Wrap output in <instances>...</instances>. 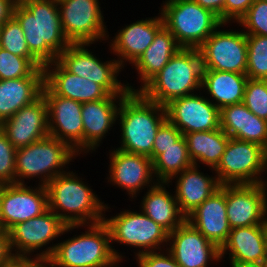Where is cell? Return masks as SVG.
Segmentation results:
<instances>
[{
  "label": "cell",
  "mask_w": 267,
  "mask_h": 267,
  "mask_svg": "<svg viewBox=\"0 0 267 267\" xmlns=\"http://www.w3.org/2000/svg\"><path fill=\"white\" fill-rule=\"evenodd\" d=\"M9 267H24V260H16L12 265Z\"/></svg>",
  "instance_id": "50"
},
{
  "label": "cell",
  "mask_w": 267,
  "mask_h": 267,
  "mask_svg": "<svg viewBox=\"0 0 267 267\" xmlns=\"http://www.w3.org/2000/svg\"><path fill=\"white\" fill-rule=\"evenodd\" d=\"M44 77V66L36 58H25L0 47V80Z\"/></svg>",
  "instance_id": "34"
},
{
  "label": "cell",
  "mask_w": 267,
  "mask_h": 267,
  "mask_svg": "<svg viewBox=\"0 0 267 267\" xmlns=\"http://www.w3.org/2000/svg\"><path fill=\"white\" fill-rule=\"evenodd\" d=\"M13 17L21 25L30 53L43 66L56 61L71 44L64 35L55 0H19Z\"/></svg>",
  "instance_id": "1"
},
{
  "label": "cell",
  "mask_w": 267,
  "mask_h": 267,
  "mask_svg": "<svg viewBox=\"0 0 267 267\" xmlns=\"http://www.w3.org/2000/svg\"><path fill=\"white\" fill-rule=\"evenodd\" d=\"M80 158L67 143L47 135L16 150L15 183L31 184L33 180L34 185L46 186L57 175L72 168L71 165H75L72 162Z\"/></svg>",
  "instance_id": "7"
},
{
  "label": "cell",
  "mask_w": 267,
  "mask_h": 267,
  "mask_svg": "<svg viewBox=\"0 0 267 267\" xmlns=\"http://www.w3.org/2000/svg\"><path fill=\"white\" fill-rule=\"evenodd\" d=\"M172 191L173 187L170 183L157 182L145 190L143 196L142 194L138 195L133 200L138 203L136 207L139 206L138 208L144 214L162 226L168 233L174 231L186 220L179 210L174 191ZM136 200L140 201L136 202Z\"/></svg>",
  "instance_id": "27"
},
{
  "label": "cell",
  "mask_w": 267,
  "mask_h": 267,
  "mask_svg": "<svg viewBox=\"0 0 267 267\" xmlns=\"http://www.w3.org/2000/svg\"><path fill=\"white\" fill-rule=\"evenodd\" d=\"M181 47L176 42L171 32L163 26L155 35L151 45L144 51L138 60L129 67L137 76L134 84L126 81L130 92H138L151 78H153L169 62L172 56ZM134 68V69H133ZM138 86H136V83ZM131 82V83H130ZM139 83V84H138Z\"/></svg>",
  "instance_id": "26"
},
{
  "label": "cell",
  "mask_w": 267,
  "mask_h": 267,
  "mask_svg": "<svg viewBox=\"0 0 267 267\" xmlns=\"http://www.w3.org/2000/svg\"><path fill=\"white\" fill-rule=\"evenodd\" d=\"M19 0H0V26L13 17L16 3Z\"/></svg>",
  "instance_id": "45"
},
{
  "label": "cell",
  "mask_w": 267,
  "mask_h": 267,
  "mask_svg": "<svg viewBox=\"0 0 267 267\" xmlns=\"http://www.w3.org/2000/svg\"><path fill=\"white\" fill-rule=\"evenodd\" d=\"M220 128L231 138L254 142L267 150V120L256 116L243 102L220 109Z\"/></svg>",
  "instance_id": "29"
},
{
  "label": "cell",
  "mask_w": 267,
  "mask_h": 267,
  "mask_svg": "<svg viewBox=\"0 0 267 267\" xmlns=\"http://www.w3.org/2000/svg\"><path fill=\"white\" fill-rule=\"evenodd\" d=\"M17 259L14 257L7 230L0 232V267H9Z\"/></svg>",
  "instance_id": "43"
},
{
  "label": "cell",
  "mask_w": 267,
  "mask_h": 267,
  "mask_svg": "<svg viewBox=\"0 0 267 267\" xmlns=\"http://www.w3.org/2000/svg\"><path fill=\"white\" fill-rule=\"evenodd\" d=\"M266 175H267V159L265 161L263 174H262L261 180L259 182V185H260V187L262 189V192H263V195H264V198H265V202L267 204V176Z\"/></svg>",
  "instance_id": "47"
},
{
  "label": "cell",
  "mask_w": 267,
  "mask_h": 267,
  "mask_svg": "<svg viewBox=\"0 0 267 267\" xmlns=\"http://www.w3.org/2000/svg\"><path fill=\"white\" fill-rule=\"evenodd\" d=\"M198 50L203 70L246 74L248 58L246 33L237 24L222 23Z\"/></svg>",
  "instance_id": "11"
},
{
  "label": "cell",
  "mask_w": 267,
  "mask_h": 267,
  "mask_svg": "<svg viewBox=\"0 0 267 267\" xmlns=\"http://www.w3.org/2000/svg\"><path fill=\"white\" fill-rule=\"evenodd\" d=\"M16 150L0 128V185L15 183Z\"/></svg>",
  "instance_id": "39"
},
{
  "label": "cell",
  "mask_w": 267,
  "mask_h": 267,
  "mask_svg": "<svg viewBox=\"0 0 267 267\" xmlns=\"http://www.w3.org/2000/svg\"><path fill=\"white\" fill-rule=\"evenodd\" d=\"M247 81L246 74L203 70L201 91L212 104L222 109L243 101Z\"/></svg>",
  "instance_id": "30"
},
{
  "label": "cell",
  "mask_w": 267,
  "mask_h": 267,
  "mask_svg": "<svg viewBox=\"0 0 267 267\" xmlns=\"http://www.w3.org/2000/svg\"><path fill=\"white\" fill-rule=\"evenodd\" d=\"M264 232H265V237H266V245H267V216L264 221Z\"/></svg>",
  "instance_id": "51"
},
{
  "label": "cell",
  "mask_w": 267,
  "mask_h": 267,
  "mask_svg": "<svg viewBox=\"0 0 267 267\" xmlns=\"http://www.w3.org/2000/svg\"><path fill=\"white\" fill-rule=\"evenodd\" d=\"M167 120L165 106L144 98L139 92H129L117 112V148L147 156L152 160V148L159 127Z\"/></svg>",
  "instance_id": "3"
},
{
  "label": "cell",
  "mask_w": 267,
  "mask_h": 267,
  "mask_svg": "<svg viewBox=\"0 0 267 267\" xmlns=\"http://www.w3.org/2000/svg\"><path fill=\"white\" fill-rule=\"evenodd\" d=\"M203 8L210 10L224 23V3L225 0H194Z\"/></svg>",
  "instance_id": "44"
},
{
  "label": "cell",
  "mask_w": 267,
  "mask_h": 267,
  "mask_svg": "<svg viewBox=\"0 0 267 267\" xmlns=\"http://www.w3.org/2000/svg\"><path fill=\"white\" fill-rule=\"evenodd\" d=\"M49 209L46 186L34 184L0 185V222L4 230L40 216Z\"/></svg>",
  "instance_id": "15"
},
{
  "label": "cell",
  "mask_w": 267,
  "mask_h": 267,
  "mask_svg": "<svg viewBox=\"0 0 267 267\" xmlns=\"http://www.w3.org/2000/svg\"><path fill=\"white\" fill-rule=\"evenodd\" d=\"M157 15V16H156ZM152 17L132 20L120 26L113 37L108 33V55H115L119 65L125 70L132 66L151 45L156 33L164 26L160 12ZM112 38V39H111ZM126 67V68H125Z\"/></svg>",
  "instance_id": "16"
},
{
  "label": "cell",
  "mask_w": 267,
  "mask_h": 267,
  "mask_svg": "<svg viewBox=\"0 0 267 267\" xmlns=\"http://www.w3.org/2000/svg\"><path fill=\"white\" fill-rule=\"evenodd\" d=\"M0 47L17 56L35 58L28 49L21 25L14 17L0 26Z\"/></svg>",
  "instance_id": "36"
},
{
  "label": "cell",
  "mask_w": 267,
  "mask_h": 267,
  "mask_svg": "<svg viewBox=\"0 0 267 267\" xmlns=\"http://www.w3.org/2000/svg\"><path fill=\"white\" fill-rule=\"evenodd\" d=\"M44 77L0 80V124L42 95Z\"/></svg>",
  "instance_id": "31"
},
{
  "label": "cell",
  "mask_w": 267,
  "mask_h": 267,
  "mask_svg": "<svg viewBox=\"0 0 267 267\" xmlns=\"http://www.w3.org/2000/svg\"><path fill=\"white\" fill-rule=\"evenodd\" d=\"M247 70L249 79L267 80V37L246 34Z\"/></svg>",
  "instance_id": "35"
},
{
  "label": "cell",
  "mask_w": 267,
  "mask_h": 267,
  "mask_svg": "<svg viewBox=\"0 0 267 267\" xmlns=\"http://www.w3.org/2000/svg\"><path fill=\"white\" fill-rule=\"evenodd\" d=\"M166 249L181 267H214L221 264L220 249L187 220L168 233Z\"/></svg>",
  "instance_id": "18"
},
{
  "label": "cell",
  "mask_w": 267,
  "mask_h": 267,
  "mask_svg": "<svg viewBox=\"0 0 267 267\" xmlns=\"http://www.w3.org/2000/svg\"><path fill=\"white\" fill-rule=\"evenodd\" d=\"M129 260V256H114L110 261L101 267H123L122 265L125 263V261L126 263H129Z\"/></svg>",
  "instance_id": "46"
},
{
  "label": "cell",
  "mask_w": 267,
  "mask_h": 267,
  "mask_svg": "<svg viewBox=\"0 0 267 267\" xmlns=\"http://www.w3.org/2000/svg\"><path fill=\"white\" fill-rule=\"evenodd\" d=\"M12 145L18 149L49 135L47 101L43 95L23 106L0 124Z\"/></svg>",
  "instance_id": "22"
},
{
  "label": "cell",
  "mask_w": 267,
  "mask_h": 267,
  "mask_svg": "<svg viewBox=\"0 0 267 267\" xmlns=\"http://www.w3.org/2000/svg\"><path fill=\"white\" fill-rule=\"evenodd\" d=\"M137 267H181L167 249L145 252L133 257Z\"/></svg>",
  "instance_id": "41"
},
{
  "label": "cell",
  "mask_w": 267,
  "mask_h": 267,
  "mask_svg": "<svg viewBox=\"0 0 267 267\" xmlns=\"http://www.w3.org/2000/svg\"><path fill=\"white\" fill-rule=\"evenodd\" d=\"M73 170L70 168L57 175L46 185L49 209L67 225L104 221L105 200H102L100 192L97 194L91 183L86 182L87 176L84 177L79 170Z\"/></svg>",
  "instance_id": "2"
},
{
  "label": "cell",
  "mask_w": 267,
  "mask_h": 267,
  "mask_svg": "<svg viewBox=\"0 0 267 267\" xmlns=\"http://www.w3.org/2000/svg\"><path fill=\"white\" fill-rule=\"evenodd\" d=\"M205 169L207 170L208 167L192 165L180 174L175 175L168 182L172 186L175 184L173 186L175 198L178 202L180 212L185 217L221 186L214 170L209 168L206 171ZM207 172L212 174L209 175Z\"/></svg>",
  "instance_id": "23"
},
{
  "label": "cell",
  "mask_w": 267,
  "mask_h": 267,
  "mask_svg": "<svg viewBox=\"0 0 267 267\" xmlns=\"http://www.w3.org/2000/svg\"><path fill=\"white\" fill-rule=\"evenodd\" d=\"M186 220L220 249L231 231L226 214V184L204 200Z\"/></svg>",
  "instance_id": "24"
},
{
  "label": "cell",
  "mask_w": 267,
  "mask_h": 267,
  "mask_svg": "<svg viewBox=\"0 0 267 267\" xmlns=\"http://www.w3.org/2000/svg\"><path fill=\"white\" fill-rule=\"evenodd\" d=\"M160 5L164 26L181 48L198 49L223 23L194 0H163Z\"/></svg>",
  "instance_id": "8"
},
{
  "label": "cell",
  "mask_w": 267,
  "mask_h": 267,
  "mask_svg": "<svg viewBox=\"0 0 267 267\" xmlns=\"http://www.w3.org/2000/svg\"><path fill=\"white\" fill-rule=\"evenodd\" d=\"M62 236L47 260L53 267H101L115 256L110 230L104 221L67 225Z\"/></svg>",
  "instance_id": "5"
},
{
  "label": "cell",
  "mask_w": 267,
  "mask_h": 267,
  "mask_svg": "<svg viewBox=\"0 0 267 267\" xmlns=\"http://www.w3.org/2000/svg\"><path fill=\"white\" fill-rule=\"evenodd\" d=\"M24 267H53L47 260H24Z\"/></svg>",
  "instance_id": "48"
},
{
  "label": "cell",
  "mask_w": 267,
  "mask_h": 267,
  "mask_svg": "<svg viewBox=\"0 0 267 267\" xmlns=\"http://www.w3.org/2000/svg\"><path fill=\"white\" fill-rule=\"evenodd\" d=\"M242 102L256 116L267 120V80L248 78Z\"/></svg>",
  "instance_id": "38"
},
{
  "label": "cell",
  "mask_w": 267,
  "mask_h": 267,
  "mask_svg": "<svg viewBox=\"0 0 267 267\" xmlns=\"http://www.w3.org/2000/svg\"><path fill=\"white\" fill-rule=\"evenodd\" d=\"M226 214L231 229L264 225L267 204L259 184H226Z\"/></svg>",
  "instance_id": "21"
},
{
  "label": "cell",
  "mask_w": 267,
  "mask_h": 267,
  "mask_svg": "<svg viewBox=\"0 0 267 267\" xmlns=\"http://www.w3.org/2000/svg\"><path fill=\"white\" fill-rule=\"evenodd\" d=\"M126 95H110L108 98L82 103L83 157L95 154L110 133L117 132V112ZM112 131V132H111ZM96 152V153H94Z\"/></svg>",
  "instance_id": "20"
},
{
  "label": "cell",
  "mask_w": 267,
  "mask_h": 267,
  "mask_svg": "<svg viewBox=\"0 0 267 267\" xmlns=\"http://www.w3.org/2000/svg\"><path fill=\"white\" fill-rule=\"evenodd\" d=\"M103 0H60L61 24L71 44H106L109 33L105 22ZM105 16V17H104ZM98 42V43H97Z\"/></svg>",
  "instance_id": "12"
},
{
  "label": "cell",
  "mask_w": 267,
  "mask_h": 267,
  "mask_svg": "<svg viewBox=\"0 0 267 267\" xmlns=\"http://www.w3.org/2000/svg\"><path fill=\"white\" fill-rule=\"evenodd\" d=\"M4 231L2 225H1V222H0V232Z\"/></svg>",
  "instance_id": "52"
},
{
  "label": "cell",
  "mask_w": 267,
  "mask_h": 267,
  "mask_svg": "<svg viewBox=\"0 0 267 267\" xmlns=\"http://www.w3.org/2000/svg\"><path fill=\"white\" fill-rule=\"evenodd\" d=\"M165 108L167 119L183 135L220 128V109L202 91L174 99Z\"/></svg>",
  "instance_id": "19"
},
{
  "label": "cell",
  "mask_w": 267,
  "mask_h": 267,
  "mask_svg": "<svg viewBox=\"0 0 267 267\" xmlns=\"http://www.w3.org/2000/svg\"><path fill=\"white\" fill-rule=\"evenodd\" d=\"M236 24L246 34L267 37V2L254 0L247 12Z\"/></svg>",
  "instance_id": "37"
},
{
  "label": "cell",
  "mask_w": 267,
  "mask_h": 267,
  "mask_svg": "<svg viewBox=\"0 0 267 267\" xmlns=\"http://www.w3.org/2000/svg\"><path fill=\"white\" fill-rule=\"evenodd\" d=\"M193 165L214 169L226 150L229 136L221 129L184 135Z\"/></svg>",
  "instance_id": "32"
},
{
  "label": "cell",
  "mask_w": 267,
  "mask_h": 267,
  "mask_svg": "<svg viewBox=\"0 0 267 267\" xmlns=\"http://www.w3.org/2000/svg\"><path fill=\"white\" fill-rule=\"evenodd\" d=\"M128 206L129 208L127 207V209L126 207L118 208L120 209L118 213V211H114L115 205H109L108 202L105 204L104 222L110 230L111 246L114 255L126 256L125 253H128V249H132L131 253L133 254L130 253V255L135 257L145 252L166 249L168 245V232L139 208L137 211V208H135L136 210L134 209V205L133 209L131 204ZM118 246L126 247L127 252L120 251Z\"/></svg>",
  "instance_id": "4"
},
{
  "label": "cell",
  "mask_w": 267,
  "mask_h": 267,
  "mask_svg": "<svg viewBox=\"0 0 267 267\" xmlns=\"http://www.w3.org/2000/svg\"><path fill=\"white\" fill-rule=\"evenodd\" d=\"M66 226L50 209L40 216L14 225L8 231L14 257L17 260H48Z\"/></svg>",
  "instance_id": "10"
},
{
  "label": "cell",
  "mask_w": 267,
  "mask_h": 267,
  "mask_svg": "<svg viewBox=\"0 0 267 267\" xmlns=\"http://www.w3.org/2000/svg\"><path fill=\"white\" fill-rule=\"evenodd\" d=\"M42 95L47 101L49 135L67 143L82 158V103L55 95L45 84Z\"/></svg>",
  "instance_id": "17"
},
{
  "label": "cell",
  "mask_w": 267,
  "mask_h": 267,
  "mask_svg": "<svg viewBox=\"0 0 267 267\" xmlns=\"http://www.w3.org/2000/svg\"><path fill=\"white\" fill-rule=\"evenodd\" d=\"M153 172L158 182H169L175 175L193 165L184 135L169 148L163 149L153 161Z\"/></svg>",
  "instance_id": "33"
},
{
  "label": "cell",
  "mask_w": 267,
  "mask_h": 267,
  "mask_svg": "<svg viewBox=\"0 0 267 267\" xmlns=\"http://www.w3.org/2000/svg\"><path fill=\"white\" fill-rule=\"evenodd\" d=\"M110 146V149L108 146L106 148V159L109 164L107 163V173L104 175L105 183L107 187L110 185L114 186V189L124 191L127 200L132 202L158 182L154 176L152 160L147 156L127 153Z\"/></svg>",
  "instance_id": "14"
},
{
  "label": "cell",
  "mask_w": 267,
  "mask_h": 267,
  "mask_svg": "<svg viewBox=\"0 0 267 267\" xmlns=\"http://www.w3.org/2000/svg\"><path fill=\"white\" fill-rule=\"evenodd\" d=\"M44 84L55 95L80 103L102 100L110 96L101 85L68 72L57 60L44 66Z\"/></svg>",
  "instance_id": "25"
},
{
  "label": "cell",
  "mask_w": 267,
  "mask_h": 267,
  "mask_svg": "<svg viewBox=\"0 0 267 267\" xmlns=\"http://www.w3.org/2000/svg\"><path fill=\"white\" fill-rule=\"evenodd\" d=\"M220 259L222 264L225 261L226 264L266 261L267 245L264 225L231 229L226 242L220 248Z\"/></svg>",
  "instance_id": "28"
},
{
  "label": "cell",
  "mask_w": 267,
  "mask_h": 267,
  "mask_svg": "<svg viewBox=\"0 0 267 267\" xmlns=\"http://www.w3.org/2000/svg\"><path fill=\"white\" fill-rule=\"evenodd\" d=\"M96 45L70 44L58 55L57 61L68 72L101 85L110 95H127L130 92L126 84L127 79L121 80V75L126 73V70L119 65L114 55L112 58L107 56L108 60L104 59L101 52L95 50Z\"/></svg>",
  "instance_id": "9"
},
{
  "label": "cell",
  "mask_w": 267,
  "mask_h": 267,
  "mask_svg": "<svg viewBox=\"0 0 267 267\" xmlns=\"http://www.w3.org/2000/svg\"><path fill=\"white\" fill-rule=\"evenodd\" d=\"M183 133L179 131L168 119L159 127L152 148V161L163 152V149L169 148L177 142Z\"/></svg>",
  "instance_id": "40"
},
{
  "label": "cell",
  "mask_w": 267,
  "mask_h": 267,
  "mask_svg": "<svg viewBox=\"0 0 267 267\" xmlns=\"http://www.w3.org/2000/svg\"><path fill=\"white\" fill-rule=\"evenodd\" d=\"M254 0H225L224 23H237Z\"/></svg>",
  "instance_id": "42"
},
{
  "label": "cell",
  "mask_w": 267,
  "mask_h": 267,
  "mask_svg": "<svg viewBox=\"0 0 267 267\" xmlns=\"http://www.w3.org/2000/svg\"><path fill=\"white\" fill-rule=\"evenodd\" d=\"M230 267H267L264 262H241V263H229Z\"/></svg>",
  "instance_id": "49"
},
{
  "label": "cell",
  "mask_w": 267,
  "mask_h": 267,
  "mask_svg": "<svg viewBox=\"0 0 267 267\" xmlns=\"http://www.w3.org/2000/svg\"><path fill=\"white\" fill-rule=\"evenodd\" d=\"M203 65L198 49L181 48L138 92L166 106L172 100L201 91Z\"/></svg>",
  "instance_id": "6"
},
{
  "label": "cell",
  "mask_w": 267,
  "mask_h": 267,
  "mask_svg": "<svg viewBox=\"0 0 267 267\" xmlns=\"http://www.w3.org/2000/svg\"><path fill=\"white\" fill-rule=\"evenodd\" d=\"M267 150L261 145L229 138L220 162L213 169L219 183L225 184H259Z\"/></svg>",
  "instance_id": "13"
}]
</instances>
